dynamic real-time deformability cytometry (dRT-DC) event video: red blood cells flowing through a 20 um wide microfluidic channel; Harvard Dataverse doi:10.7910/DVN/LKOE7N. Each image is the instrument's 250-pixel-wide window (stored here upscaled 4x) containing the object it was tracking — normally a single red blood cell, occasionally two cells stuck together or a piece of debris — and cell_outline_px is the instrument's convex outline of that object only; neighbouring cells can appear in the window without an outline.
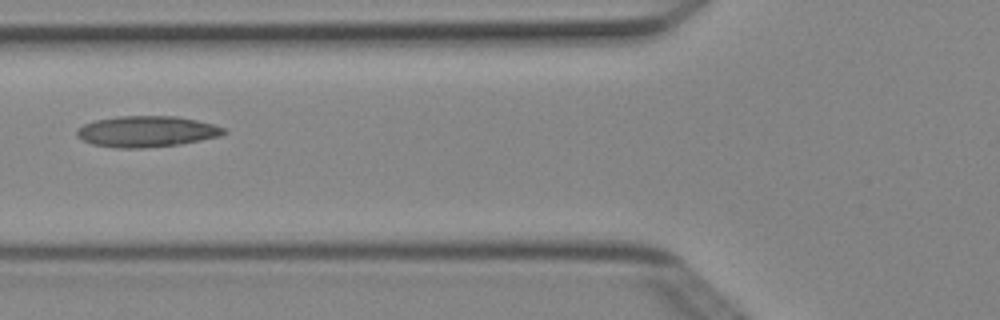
{"species": "Egyptian fruit bat (a non-hibernating species)", "species_latin": "Rousettus aegyptiacus", "temperature_condition": "cold", "stored_images_in_passage": 5, "camera_frame_rate_fps": 3000, "um_per_image_px": 0.085, "animal": {"sex": "female"}, "frame": {"image": 1, "passage_image": 4, "time_ms": 1.0, "image_size_px": [1000, 320], "cell_outline_px": [[228, 132], [220, 136], [180, 144], [144, 148], [116, 148], [92, 144], [76, 136], [76, 128], [84, 124], [96, 120], [120, 116], [176, 116], [196, 120], [212, 124], [224, 128]], "centroid_in_image_um": [12.45, 11.18], "position_along_channel_um": 113.4, "area_um2": 26.53}}
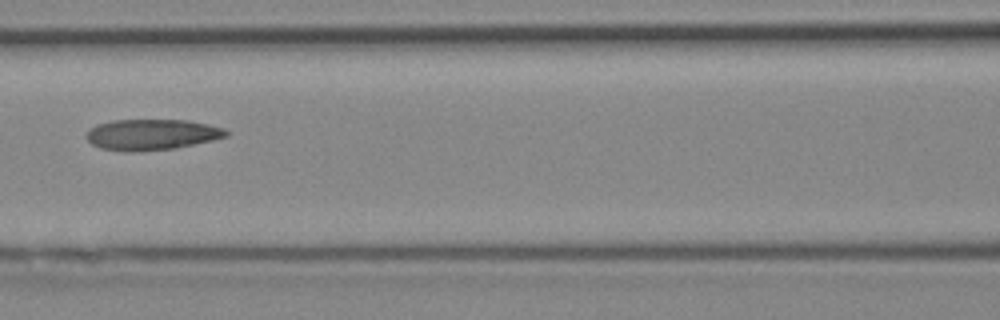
{"frame": {"image": 2, "passage_image": 5, "time_ms": 1.333, "image_size_px": [1000, 320], "cell_outline_px": [[228, 136], [212, 140], [176, 148], [132, 152], [124, 152], [100, 148], [92, 144], [84, 136], [96, 124], [112, 120], [188, 120], [208, 124], [224, 128], [228, 132]], "centroid_in_image_um": [12.88, 11.44], "position_along_channel_um": 153.7, "area_um2": 25.2}}